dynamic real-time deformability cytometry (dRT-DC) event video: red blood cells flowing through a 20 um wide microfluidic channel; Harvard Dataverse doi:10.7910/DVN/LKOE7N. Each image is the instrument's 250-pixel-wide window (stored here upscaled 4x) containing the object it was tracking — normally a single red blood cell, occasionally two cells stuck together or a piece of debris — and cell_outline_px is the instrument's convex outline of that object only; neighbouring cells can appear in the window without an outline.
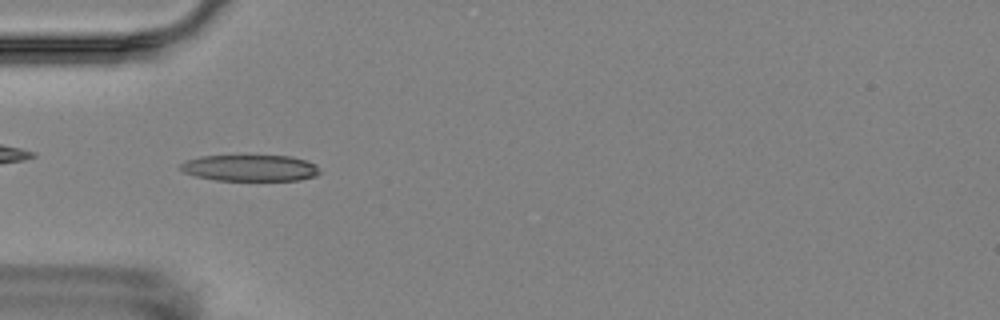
{"species": "Egyptian fruit bat (a non-hibernating species)", "species_latin": "Rousettus aegyptiacus", "temperature_condition": "room temperature", "stored_images_in_passage": 17, "camera_frame_rate_fps": 3000, "um_per_image_px": 0.085, "animal": {"sex": "female"}, "frame": {"image": 1, "passage_image": 6, "time_ms": 5.667, "image_size_px": [1000, 320], "cell_outline_px": [[320, 172], [316, 176], [300, 180], [216, 180], [196, 176], [184, 172], [180, 168], [180, 164], [184, 160], [200, 156], [292, 156], [316, 164]], "centroid_in_image_um": [21.25, 14.28], "position_along_channel_um": 63.7, "area_um2": 21.33}}
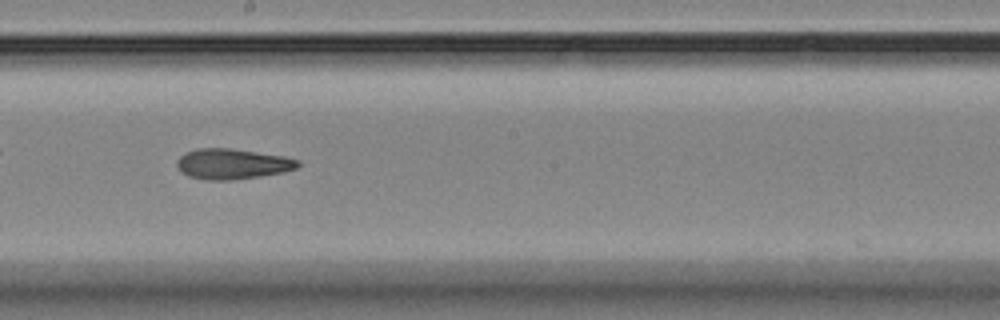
{"frame": {"image": 2, "passage_image": 10, "time_ms": 10.333, "image_size_px": [1000, 320], "cell_outline_px": [[300, 168], [284, 172], [260, 176], [232, 180], [204, 180], [188, 176], [180, 172], [176, 168], [176, 160], [180, 156], [196, 148], [232, 148], [284, 156], [300, 160]], "centroid_in_image_um": [19.75, 13.94], "position_along_channel_um": 228.4, "area_um2": 21.79}}
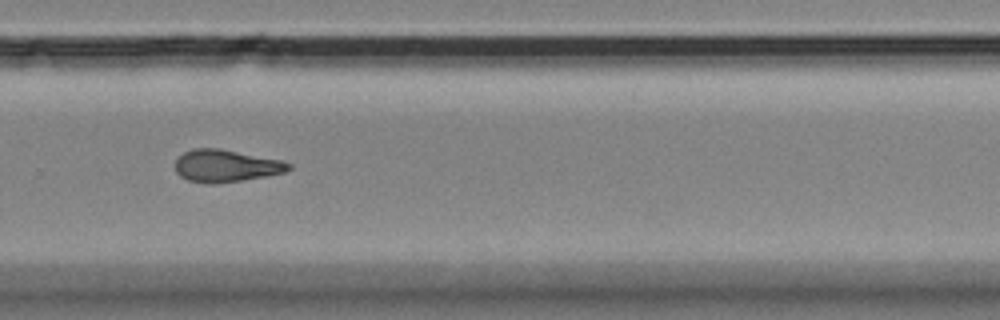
{"frame": {"image": 3, "passage_image": 12, "time_ms": 12.667, "image_size_px": [1000, 320], "cell_outline_px": [[292, 168], [284, 172], [268, 176], [216, 184], [208, 184], [188, 180], [180, 176], [176, 172], [176, 160], [184, 152], [192, 148], [220, 148], [280, 160], [292, 164]], "centroid_in_image_um": [19.2, 14.1], "position_along_channel_um": 310.6, "area_um2": 21.39}, "authors_computed_cell_mechanics": {"area_um2": 21.3282, "velocity_mm_per_s": 3.5333, "shape_relaxation_time_tau1_ms": null, "shape_relaxation_time_tau2_ms": 3.7556, "deformation_change_tau1": null, "deformation_change_tau2": 0.1138}}